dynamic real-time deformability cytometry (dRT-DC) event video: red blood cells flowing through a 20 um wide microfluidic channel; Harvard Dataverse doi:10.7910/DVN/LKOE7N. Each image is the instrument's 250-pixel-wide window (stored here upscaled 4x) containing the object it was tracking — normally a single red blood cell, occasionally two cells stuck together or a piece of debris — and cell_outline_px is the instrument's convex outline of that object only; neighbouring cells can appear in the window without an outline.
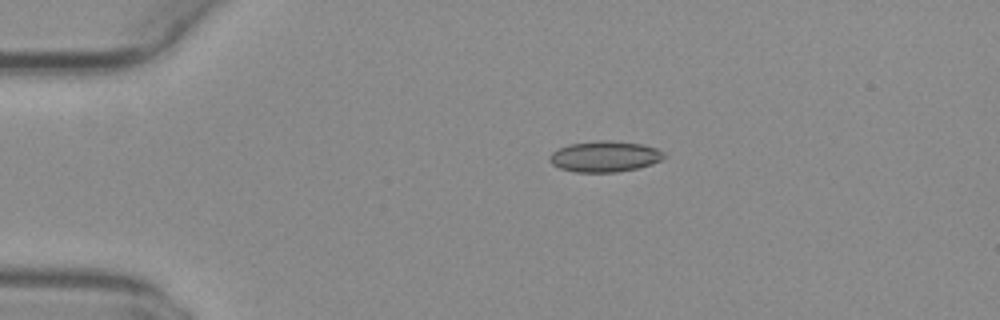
{"species": "common noctule bat (a hibernating species)", "species_latin": "Nyctalus noctula", "temperature_condition": "warm", "stored_images_in_passage": 41, "camera_frame_rate_fps": 3000, "um_per_image_px": 0.085, "animal": {"sex": "female", "body_mass_g": 29.2, "forearm_length_mm": 56.3}, "frame": {"image": 1, "passage_image": 1, "time_ms": 0.0, "image_size_px": [1000, 320], "cell_outline_px": [[664, 156], [660, 160], [652, 164], [636, 168], [616, 172], [576, 172], [560, 168], [552, 164], [548, 160], [548, 156], [552, 152], [568, 144], [600, 140], [604, 140], [640, 144], [656, 148], [664, 152]], "centroid_in_image_um": [51.36, 13.3], "position_along_channel_um": 33.6, "area_um2": 20.4}}
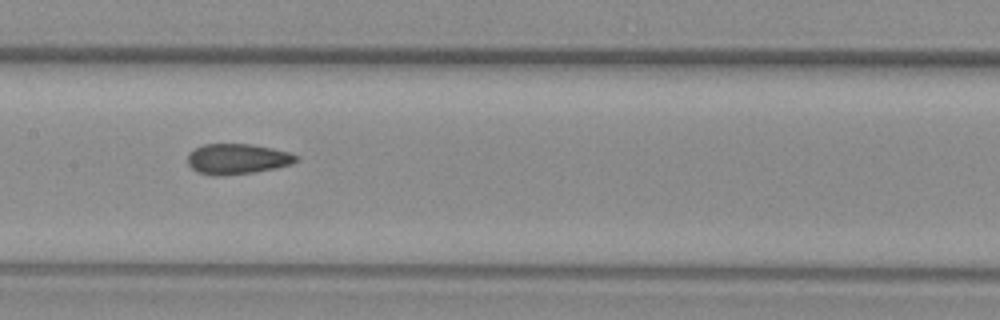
{"frame": {"image": 2, "passage_image": 16, "time_ms": 5.0, "image_size_px": [1000, 320], "cell_outline_px": [[300, 156], [292, 164], [276, 168], [252, 172], [224, 176], [212, 176], [200, 172], [192, 168], [188, 164], [188, 152], [204, 144], [252, 144], [272, 148], [288, 152]], "centroid_in_image_um": [20.17, 13.51], "position_along_channel_um": 187.2, "area_um2": 19.25}}
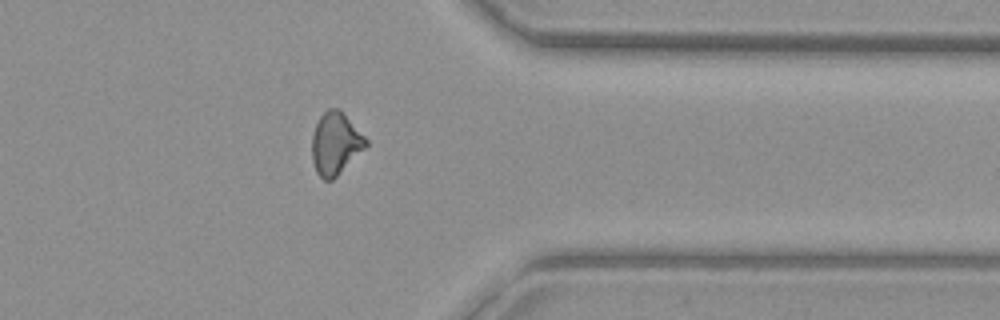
{"frame": {"image": 3, "passage_image": 31, "time_ms": 10.0, "image_size_px": [1000, 320], "cell_outline_px": [[368, 144], [332, 180], [324, 180], [316, 172], [312, 160], [312, 136], [316, 124], [320, 116], [328, 108], [340, 108], [368, 140]], "centroid_in_image_um": [28.5, 12.17], "position_along_channel_um": 382.9, "area_um2": 19.36}, "authors_computed_cell_mechanics": {"area_um2": 19.363, "velocity_mm_per_s": 4.0994, "shape_relaxation_time_tau1_ms": null, "shape_relaxation_time_tau2_ms": 2.0484, "deformation_change_tau1": null, "deformation_change_tau2": 0.0867}}